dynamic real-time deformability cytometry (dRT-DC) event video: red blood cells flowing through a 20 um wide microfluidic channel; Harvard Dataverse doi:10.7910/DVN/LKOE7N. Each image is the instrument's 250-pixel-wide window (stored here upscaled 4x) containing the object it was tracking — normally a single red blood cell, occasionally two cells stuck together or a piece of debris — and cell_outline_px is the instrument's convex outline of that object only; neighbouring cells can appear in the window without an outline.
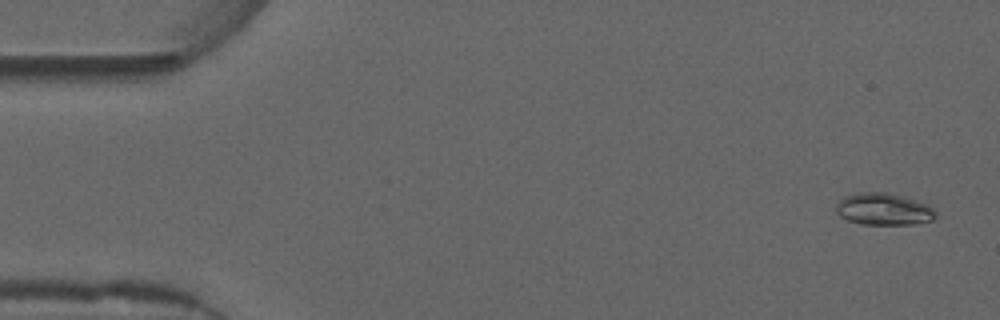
{"species": "common noctule bat (a hibernating species)", "species_latin": "Nyctalus noctula", "temperature_condition": "warm", "stored_images_in_passage": 16, "camera_frame_rate_fps": 3000, "um_per_image_px": 0.085, "animal": {"sex": "male", "forearm_length_mm": 52.5}, "frame": {"image": 1, "passage_image": 3, "time_ms": 0.667, "image_size_px": [1000, 320], "cell_outline_px": [[936, 216], [932, 220], [916, 224], [860, 224], [848, 220], [840, 216], [836, 212], [836, 204], [844, 196], [856, 192], [888, 192], [916, 200], [928, 204], [936, 212]], "centroid_in_image_um": [75.1, 17.77], "position_along_channel_um": 9.9, "area_um2": 18.67}}
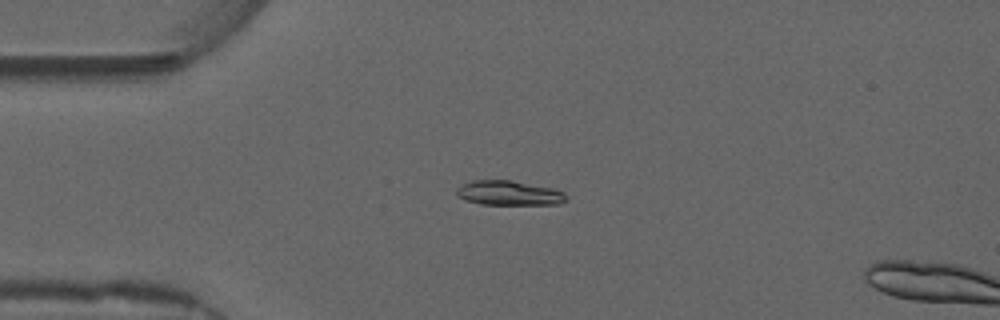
{"frame": {"image": 2, "passage_image": 14, "time_ms": 4.333, "image_size_px": [1000, 320], "cell_outline_px": [[568, 200], [560, 204], [480, 204], [464, 200], [456, 196], [456, 188], [460, 184], [472, 180], [512, 180], [552, 188], [564, 192]], "centroid_in_image_um": [43.22, 16.4], "position_along_channel_um": 41.8, "area_um2": 15.9}}